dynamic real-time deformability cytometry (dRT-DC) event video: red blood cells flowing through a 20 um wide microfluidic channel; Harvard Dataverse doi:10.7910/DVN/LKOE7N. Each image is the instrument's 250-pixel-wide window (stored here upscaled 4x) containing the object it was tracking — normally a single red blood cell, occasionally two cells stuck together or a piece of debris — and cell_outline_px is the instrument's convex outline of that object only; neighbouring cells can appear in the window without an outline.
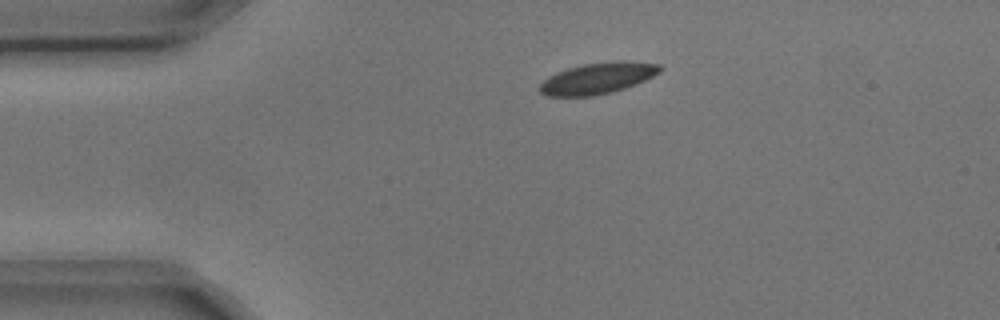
{"species": "common noctule bat (a hibernating species)", "species_latin": "Nyctalus noctula", "temperature_condition": "cold", "stored_images_in_passage": 3, "camera_frame_rate_fps": 3000, "um_per_image_px": 0.085, "animal": {"sex": "male", "body_mass_g": 17.9, "forearm_length_mm": 54.2}, "frame": {"image": 1, "passage_image": 3, "time_ms": 0.667, "image_size_px": [1000, 320], "cell_outline_px": [[664, 68], [660, 72], [636, 84], [612, 92], [592, 96], [544, 96], [540, 92], [540, 84], [548, 76], [556, 72], [568, 68], [584, 64], [616, 60], [620, 60], [660, 64]], "centroid_in_image_um": [50.8, 6.65], "position_along_channel_um": 34.2, "area_um2": 21.91}}